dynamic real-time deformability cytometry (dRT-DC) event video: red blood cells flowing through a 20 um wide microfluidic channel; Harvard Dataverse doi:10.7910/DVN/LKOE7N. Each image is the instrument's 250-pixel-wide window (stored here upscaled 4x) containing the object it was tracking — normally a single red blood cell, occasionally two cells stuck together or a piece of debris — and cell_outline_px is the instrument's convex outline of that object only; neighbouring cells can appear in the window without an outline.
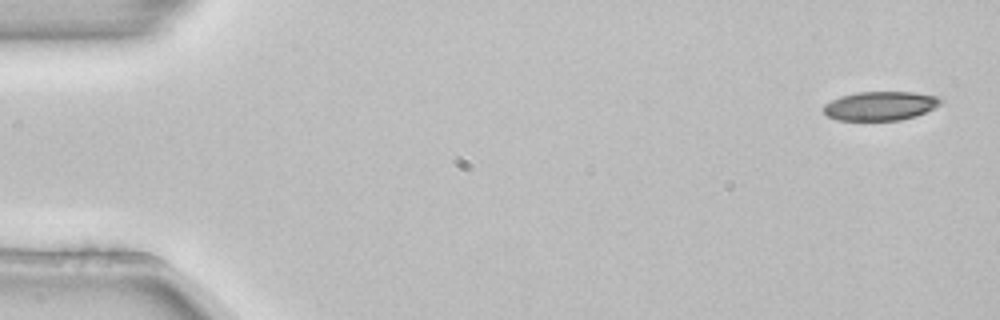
{"species": "common noctule bat (a hibernating species)", "species_latin": "Nyctalus noctula", "temperature_condition": "room temperature", "stored_images_in_passage": 4, "camera_frame_rate_fps": 3000, "um_per_image_px": 0.085, "animal": {"sex": "female", "body_mass_g": 22.7, "forearm_length_mm": 54.2}, "frame": {"image": 1, "passage_image": 1, "time_ms": 0.0, "image_size_px": [1000, 320], "cell_outline_px": [[944, 100], [936, 108], [916, 116], [900, 120], [836, 120], [828, 116], [824, 112], [824, 104], [840, 96], [856, 92], [912, 92], [936, 96]], "centroid_in_image_um": [74.84, 9.0], "position_along_channel_um": 10.2, "area_um2": 19.83}}
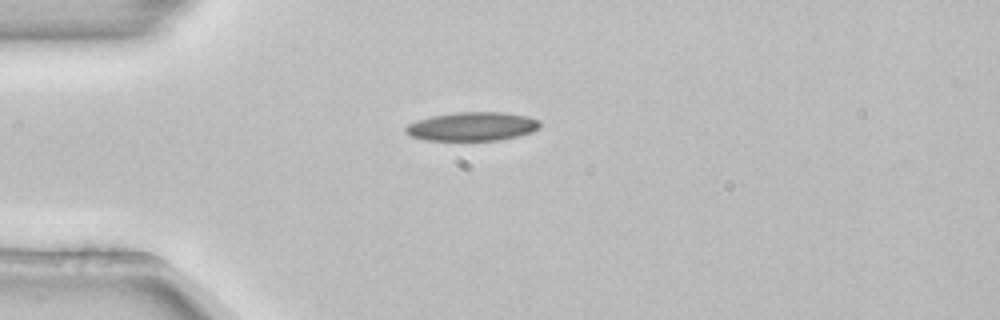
{"frame": {"image": 2, "passage_image": 3, "time_ms": 0.667, "image_size_px": [1000, 320], "cell_outline_px": [[540, 124], [532, 132], [500, 140], [424, 140], [412, 136], [404, 132], [404, 128], [408, 124], [416, 120], [432, 116], [456, 112], [504, 112], [528, 116], [540, 120]], "centroid_in_image_um": [40.12, 10.74], "position_along_channel_um": 44.9, "area_um2": 22.48}}
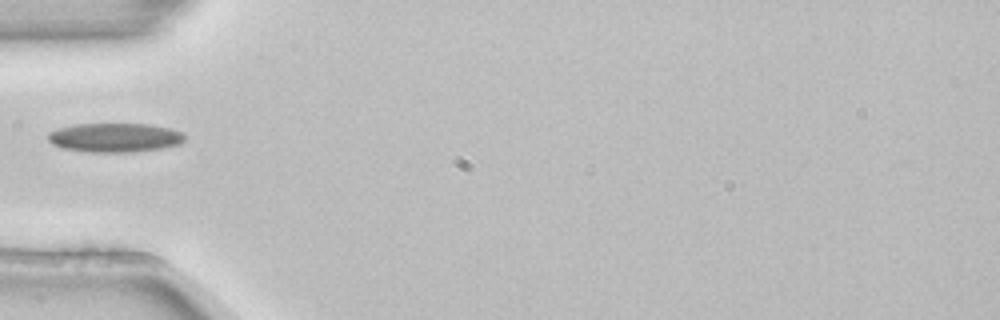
{"frame": {"image": 3, "passage_image": 4, "time_ms": 1.0, "image_size_px": [1000, 320], "cell_outline_px": [[184, 140], [180, 144], [160, 148], [132, 152], [88, 152], [64, 148], [52, 144], [48, 140], [48, 132], [72, 124], [148, 124], [172, 128], [184, 132]], "centroid_in_image_um": [9.77, 11.69], "position_along_channel_um": 75.2, "area_um2": 23.24}}